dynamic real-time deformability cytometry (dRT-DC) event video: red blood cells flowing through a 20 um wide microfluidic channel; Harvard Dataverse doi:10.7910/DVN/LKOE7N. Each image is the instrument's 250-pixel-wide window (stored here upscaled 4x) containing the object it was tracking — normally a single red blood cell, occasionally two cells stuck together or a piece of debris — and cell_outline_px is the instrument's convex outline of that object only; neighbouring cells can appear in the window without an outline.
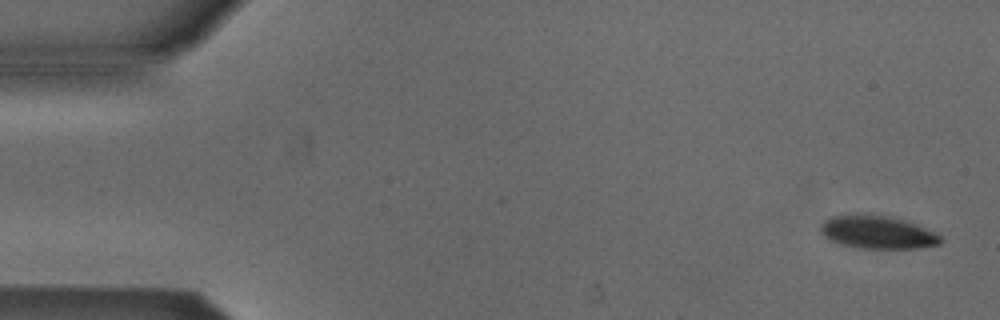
{"species": "Egyptian fruit bat (a non-hibernating species)", "species_latin": "Rousettus aegyptiacus", "temperature_condition": "cold", "stored_images_in_passage": 6, "camera_frame_rate_fps": 3000, "um_per_image_px": 0.085, "animal": {"sex": "male"}, "frame": {"image": 1, "passage_image": 1, "time_ms": 0.0, "image_size_px": [1000, 320], "cell_outline_px": [[944, 240], [940, 244], [920, 248], [860, 248], [844, 244], [832, 240], [824, 236], [820, 232], [820, 224], [824, 220], [832, 216], [856, 212], [888, 216], [904, 220], [916, 224], [940, 236]], "centroid_in_image_um": [74.55, 19.71], "position_along_channel_um": 10.4, "area_um2": 23.18}}
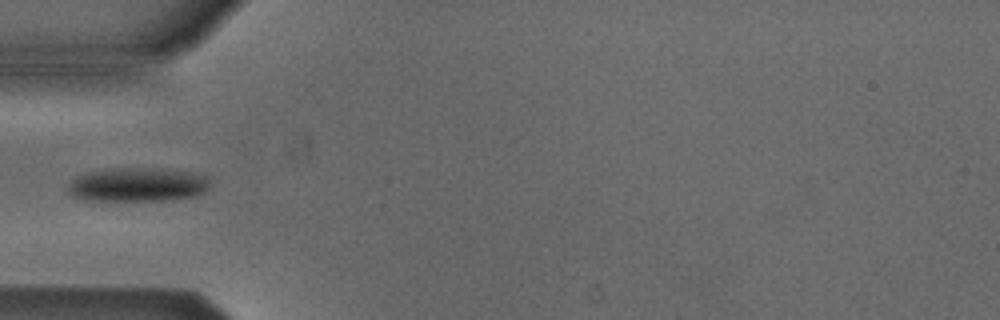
{"frame": {"image": 2, "passage_image": 5, "time_ms": 1.333, "image_size_px": [1000, 320], "cell_outline_px": [[208, 188], [204, 192], [196, 196], [168, 200], [84, 200], [72, 196], [68, 192], [68, 184], [76, 176], [88, 172], [120, 168], [140, 168], [192, 172], [204, 176], [208, 180]], "centroid_in_image_um": [11.66, 15.71], "position_along_channel_um": 73.3, "area_um2": 27.74}}
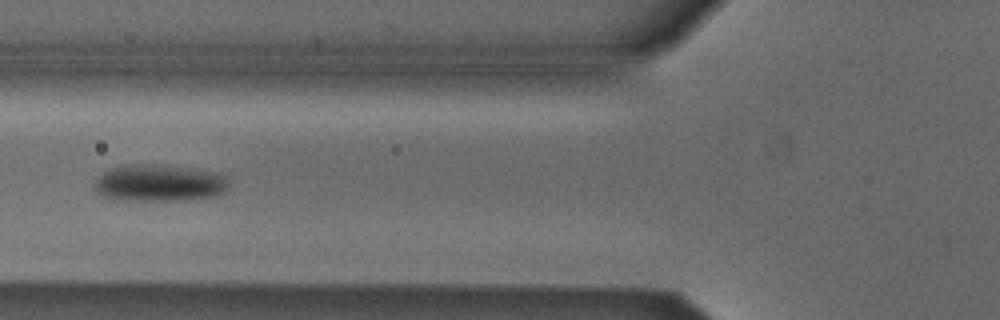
{"frame": {"image": 3, "passage_image": 6, "time_ms": 1.667, "image_size_px": [1000, 320], "cell_outline_px": [[228, 184], [224, 192], [216, 196], [176, 200], [112, 200], [100, 196], [92, 188], [96, 180], [104, 172], [112, 168], [132, 164], [188, 168], [216, 172], [224, 176]], "centroid_in_image_um": [13.47, 15.58], "position_along_channel_um": 112.3, "area_um2": 28.5}}